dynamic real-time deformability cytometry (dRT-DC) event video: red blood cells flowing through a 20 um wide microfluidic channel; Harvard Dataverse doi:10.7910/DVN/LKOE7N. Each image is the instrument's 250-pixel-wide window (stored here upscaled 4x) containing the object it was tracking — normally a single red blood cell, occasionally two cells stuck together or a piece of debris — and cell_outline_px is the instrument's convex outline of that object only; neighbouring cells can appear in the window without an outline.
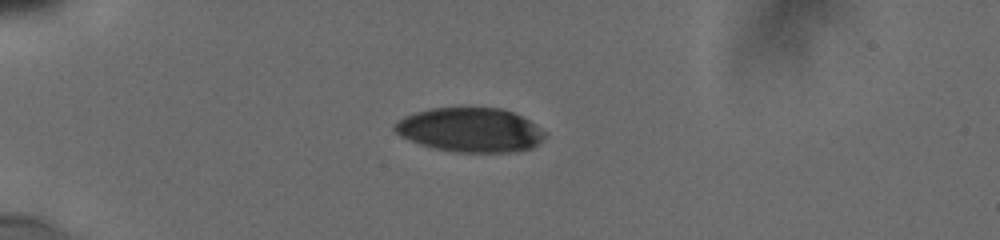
{"species": "human", "species_latin": "Homo sapiens", "temperature_condition": "cold", "stored_images_in_passage": 12, "camera_frame_rate_fps": 3000, "um_per_image_px": 0.085, "donor": {"sex": "male"}, "frame": {"image": 1, "passage_image": 1, "time_ms": 0.0, "image_size_px": [1000, 240], "cell_outline_px": [[548, 136], [532, 148], [516, 152], [452, 152], [420, 144], [400, 136], [392, 128], [392, 124], [396, 120], [404, 116], [416, 112], [432, 108], [500, 108], [512, 112], [536, 124], [548, 132]], "centroid_in_image_um": [39.99, 11.05], "position_along_channel_um": 45.0, "area_um2": 39.02}}
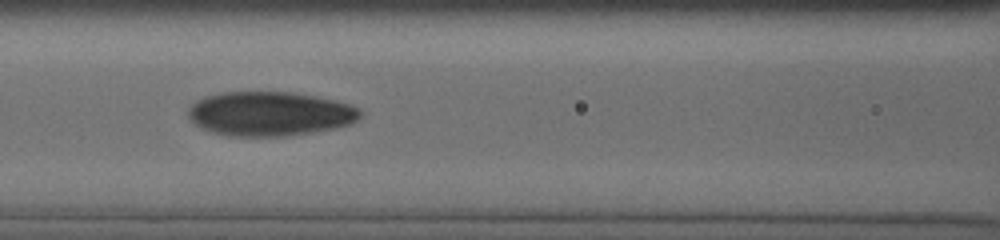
{"frame": {"image": 2, "passage_image": 9, "time_ms": 3.667, "image_size_px": [1000, 240], "cell_outline_px": [[360, 116], [352, 124], [332, 128], [284, 136], [228, 136], [212, 132], [200, 128], [188, 116], [188, 108], [196, 100], [204, 96], [224, 92], [292, 92], [316, 96], [336, 100], [360, 108]], "centroid_in_image_um": [22.91, 9.66], "position_along_channel_um": 143.7, "area_um2": 44.33}}
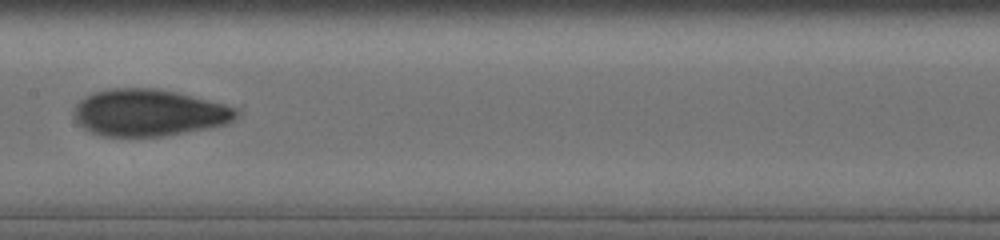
{"frame": {"image": 3, "passage_image": 11, "time_ms": 5.0, "image_size_px": [1000, 240], "cell_outline_px": [[240, 116], [228, 124], [208, 128], [164, 136], [104, 136], [92, 132], [84, 128], [76, 120], [72, 112], [76, 104], [80, 100], [96, 92], [112, 88], [152, 88], [176, 92], [240, 108]], "centroid_in_image_um": [12.71, 9.58], "position_along_channel_um": 194.7, "area_um2": 44.33}}